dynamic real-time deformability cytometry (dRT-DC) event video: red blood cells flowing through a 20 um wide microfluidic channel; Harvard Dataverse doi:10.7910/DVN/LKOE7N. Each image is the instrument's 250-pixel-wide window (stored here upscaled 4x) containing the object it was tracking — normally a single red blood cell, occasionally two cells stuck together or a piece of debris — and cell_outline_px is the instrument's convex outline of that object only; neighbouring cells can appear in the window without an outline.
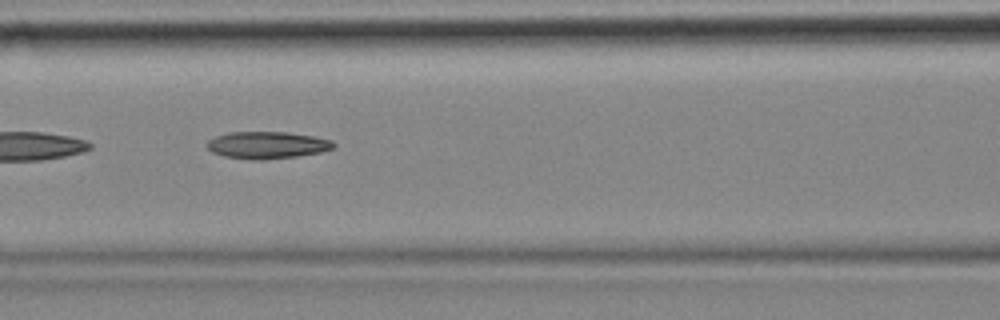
{"species": "common noctule bat (a hibernating species)", "species_latin": "Nyctalus noctula", "temperature_condition": "cold", "stored_images_in_passage": 40, "camera_frame_rate_fps": 3000, "um_per_image_px": 0.085, "animal": {"sex": "female", "body_mass_g": 18.4}, "frame": {"image": 1, "passage_image": 23, "time_ms": 7.333, "image_size_px": [1000, 320], "cell_outline_px": [[336, 148], [320, 152], [296, 156], [264, 160], [256, 160], [224, 156], [212, 152], [204, 144], [208, 140], [216, 136], [228, 132], [288, 132], [312, 136], [332, 140], [336, 144]], "centroid_in_image_um": [22.71, 12.33], "position_along_channel_um": 143.9, "area_um2": 20.06}}
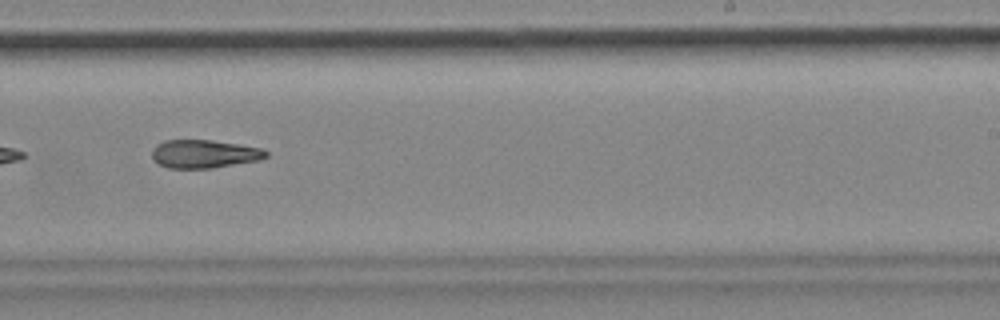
{"frame": {"image": 2, "passage_image": 34, "time_ms": 11.0, "image_size_px": [1000, 320], "cell_outline_px": [[268, 156], [256, 160], [212, 168], [168, 168], [152, 160], [152, 148], [156, 144], [164, 140], [212, 140], [260, 148], [268, 152]], "centroid_in_image_um": [17.28, 13.08], "position_along_channel_um": 271.7, "area_um2": 18.61}}